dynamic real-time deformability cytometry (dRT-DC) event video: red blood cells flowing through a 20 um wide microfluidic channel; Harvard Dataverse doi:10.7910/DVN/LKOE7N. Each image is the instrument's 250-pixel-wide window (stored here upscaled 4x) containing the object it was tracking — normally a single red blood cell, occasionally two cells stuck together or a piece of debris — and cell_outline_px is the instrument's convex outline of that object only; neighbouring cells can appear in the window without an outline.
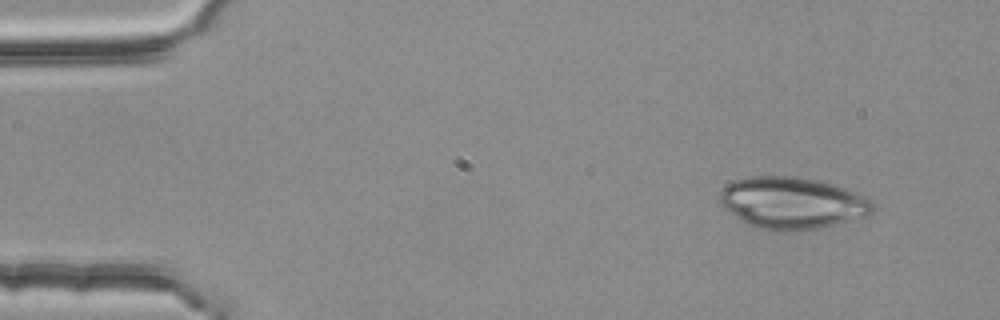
{"species": "common noctule bat (a hibernating species)", "species_latin": "Nyctalus noctula", "temperature_condition": "room temperature", "stored_images_in_passage": 4, "camera_frame_rate_fps": 3000, "um_per_image_px": 0.085, "animal": {"sex": "female", "body_mass_g": 25.1}, "frame": {"image": 1, "passage_image": 1, "time_ms": 0.0, "image_size_px": [1000, 320], "cell_outline_px": [[876, 208], [868, 216], [820, 228], [788, 232], [772, 232], [756, 228], [748, 224], [724, 208], [720, 204], [720, 188], [736, 180], [748, 176], [792, 176], [816, 180], [836, 184], [868, 196], [876, 204]], "centroid_in_image_um": [67.39, 17.26], "position_along_channel_um": 17.6, "area_um2": 46.99}}